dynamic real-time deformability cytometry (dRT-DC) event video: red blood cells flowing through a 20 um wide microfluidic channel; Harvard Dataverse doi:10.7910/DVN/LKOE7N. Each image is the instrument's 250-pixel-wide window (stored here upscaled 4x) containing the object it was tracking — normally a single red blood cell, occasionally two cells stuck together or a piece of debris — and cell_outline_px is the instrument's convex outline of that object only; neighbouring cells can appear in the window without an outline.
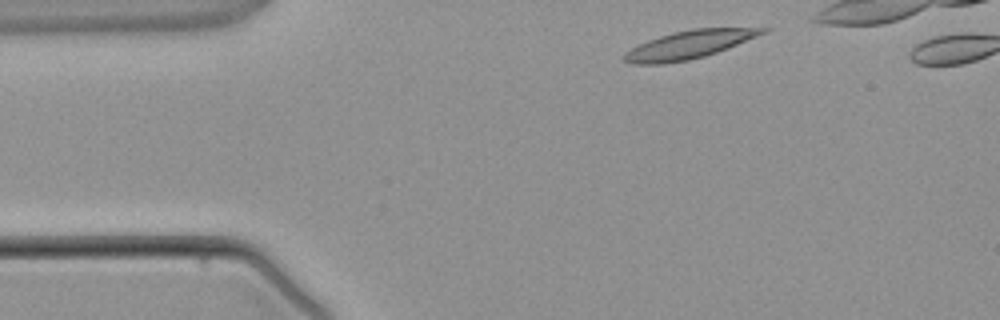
{"species": "common noctule bat (a hibernating species)", "species_latin": "Nyctalus noctula", "temperature_condition": "warm", "stored_images_in_passage": 3, "camera_frame_rate_fps": 3000, "um_per_image_px": 0.085, "animal": {"sex": "male", "body_mass_g": 21.5, "forearm_length_mm": 52.0}, "frame": {"image": 1, "passage_image": 1, "time_ms": 0.0, "image_size_px": [1000, 320], "cell_outline_px": [[772, 28], [768, 32], [728, 48], [704, 56], [688, 60], [664, 64], [632, 64], [620, 60], [624, 52], [648, 40], [672, 32], [692, 28]], "centroid_in_image_um": [58.54, 3.8], "position_along_channel_um": 26.5, "area_um2": 22.72}}